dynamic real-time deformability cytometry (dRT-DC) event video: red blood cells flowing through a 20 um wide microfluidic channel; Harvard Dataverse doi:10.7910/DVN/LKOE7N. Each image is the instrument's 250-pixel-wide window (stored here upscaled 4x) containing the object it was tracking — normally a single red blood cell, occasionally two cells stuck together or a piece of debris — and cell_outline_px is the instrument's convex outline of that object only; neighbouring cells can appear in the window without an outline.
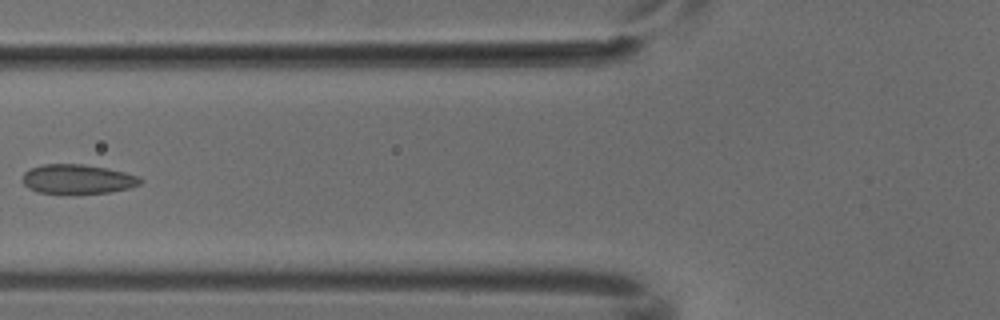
{"species": "common noctule bat (a hibernating species)", "species_latin": "Nyctalus noctula", "temperature_condition": "cold", "stored_images_in_passage": 6, "camera_frame_rate_fps": 3000, "um_per_image_px": 0.085, "animal": {"sex": "male", "body_mass_g": 18.8}, "frame": {"image": 1, "passage_image": 5, "time_ms": 1.333, "image_size_px": [1000, 320], "cell_outline_px": [[144, 180], [140, 184], [128, 188], [108, 192], [36, 192], [28, 188], [20, 180], [24, 172], [40, 164], [84, 164], [108, 168], [140, 176]], "centroid_in_image_um": [6.58, 15.19], "position_along_channel_um": 119.2, "area_um2": 20.0}}
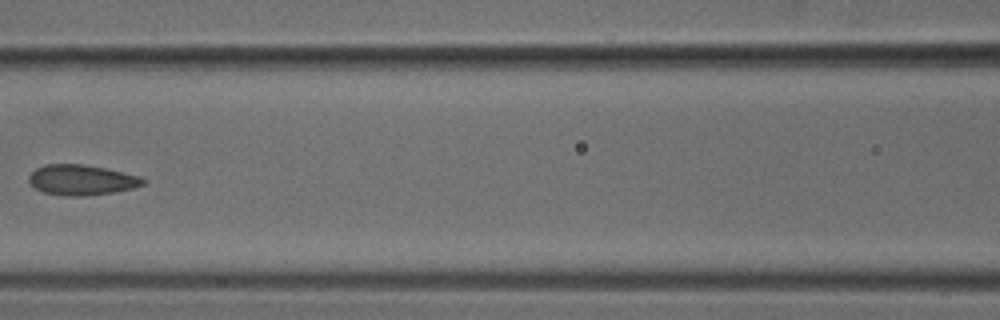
{"frame": {"image": 2, "passage_image": 6, "time_ms": 1.667, "image_size_px": [1000, 320], "cell_outline_px": [[148, 180], [144, 184], [132, 188], [112, 192], [84, 196], [64, 196], [44, 192], [36, 188], [28, 180], [28, 176], [36, 168], [44, 164], [84, 164], [104, 168], [140, 176]], "centroid_in_image_um": [6.93, 15.29], "position_along_channel_um": 159.7, "area_um2": 20.11}}